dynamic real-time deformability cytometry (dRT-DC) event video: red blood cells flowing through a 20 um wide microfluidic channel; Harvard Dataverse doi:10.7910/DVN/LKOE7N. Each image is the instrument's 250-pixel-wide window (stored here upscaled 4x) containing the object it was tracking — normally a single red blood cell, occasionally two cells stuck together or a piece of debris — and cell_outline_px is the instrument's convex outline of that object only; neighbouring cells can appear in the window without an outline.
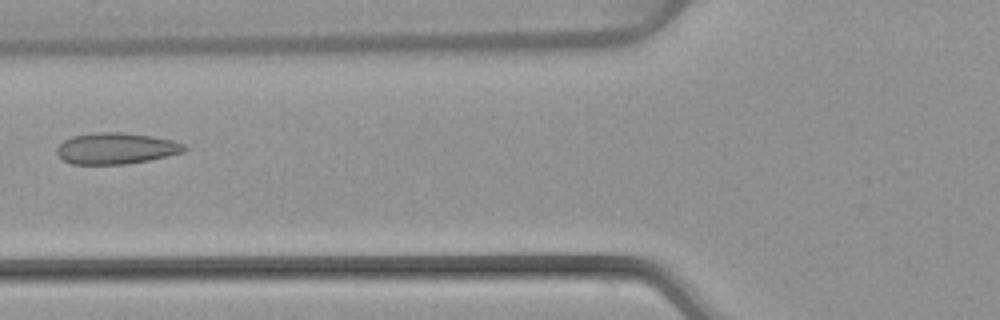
{"species": "common noctule bat (a hibernating species)", "species_latin": "Nyctalus noctula", "temperature_condition": "warm", "stored_images_in_passage": 7, "camera_frame_rate_fps": 3000, "um_per_image_px": 0.085, "animal": {"sex": "female", "body_mass_g": 22.7, "forearm_length_mm": 54.2}, "frame": {"image": 1, "passage_image": 6, "time_ms": 6.333, "image_size_px": [1000, 320], "cell_outline_px": [[188, 148], [184, 152], [168, 156], [148, 160], [124, 164], [72, 164], [64, 160], [56, 152], [56, 148], [64, 140], [72, 136], [96, 132], [120, 132], [152, 136], [172, 140], [184, 144]], "centroid_in_image_um": [9.88, 12.61], "position_along_channel_um": 115.9, "area_um2": 23.18}}
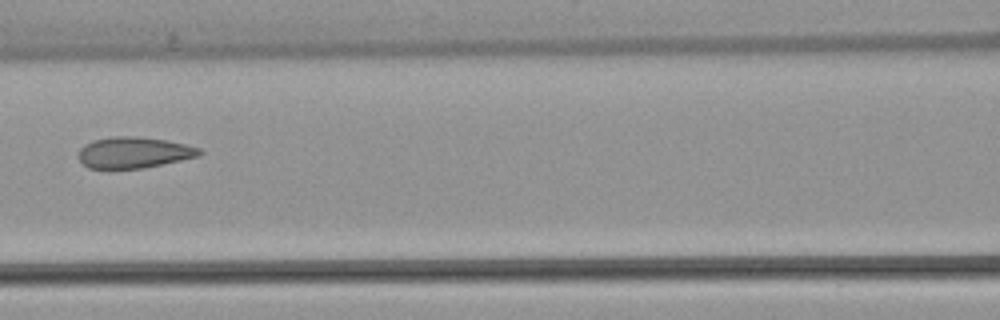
{"frame": {"image": 2, "passage_image": 7, "time_ms": 7.333, "image_size_px": [1000, 320], "cell_outline_px": [[204, 152], [200, 156], [144, 168], [88, 168], [76, 156], [80, 148], [84, 144], [92, 140], [112, 136], [136, 136], [164, 140], [184, 144], [200, 148]], "centroid_in_image_um": [11.36, 12.96], "position_along_channel_um": 155.2, "area_um2": 22.02}}